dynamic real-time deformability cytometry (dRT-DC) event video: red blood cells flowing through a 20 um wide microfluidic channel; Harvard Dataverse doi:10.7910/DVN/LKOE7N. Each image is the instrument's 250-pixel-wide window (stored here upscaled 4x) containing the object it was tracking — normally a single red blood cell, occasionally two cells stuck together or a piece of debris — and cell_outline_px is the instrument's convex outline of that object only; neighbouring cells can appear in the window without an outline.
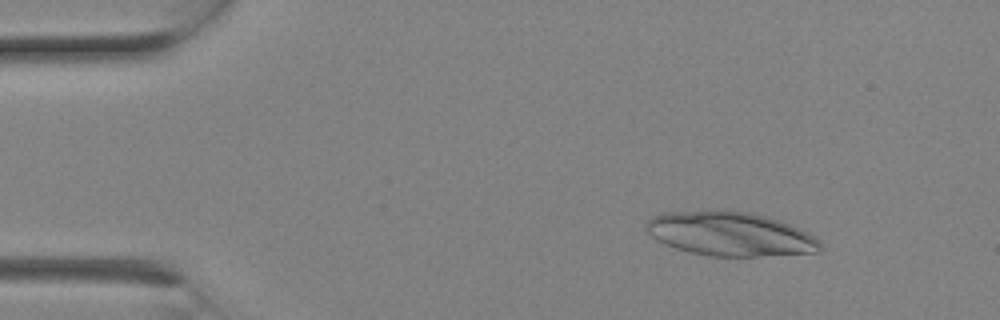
{"species": "Egyptian fruit bat (a non-hibernating species)", "species_latin": "Rousettus aegyptiacus", "temperature_condition": "room temperature", "stored_images_in_passage": 3, "camera_frame_rate_fps": 3000, "um_per_image_px": 0.085, "animal": {"sex": "female"}, "frame": {"image": 1, "passage_image": 3, "time_ms": 0.667, "image_size_px": [1000, 320], "cell_outline_px": [[820, 252], [756, 256], [708, 256], [676, 248], [664, 244], [652, 236], [644, 228], [648, 220], [652, 216], [660, 212], [716, 208], [748, 212], [780, 220], [800, 228], [816, 236], [820, 244]], "centroid_in_image_um": [62.02, 19.84], "position_along_channel_um": 23.0, "area_um2": 45.32}}